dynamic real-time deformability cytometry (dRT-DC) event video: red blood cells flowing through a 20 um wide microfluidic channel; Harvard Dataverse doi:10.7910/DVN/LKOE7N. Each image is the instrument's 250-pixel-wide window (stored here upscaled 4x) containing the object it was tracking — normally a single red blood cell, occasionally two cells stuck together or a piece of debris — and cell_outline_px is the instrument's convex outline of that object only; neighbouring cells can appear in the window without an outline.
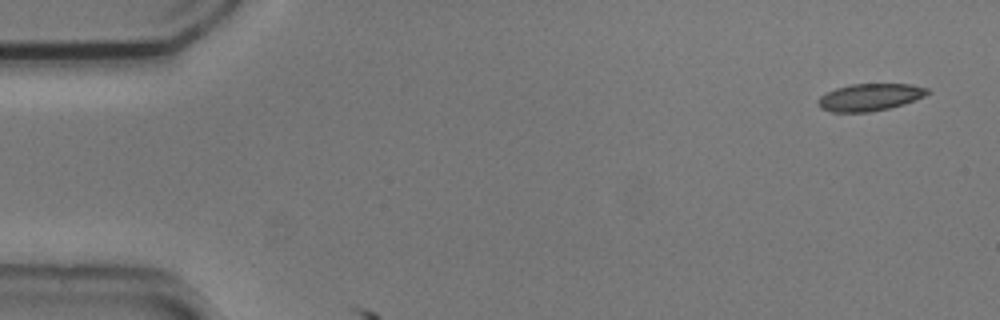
{"species": "common noctule bat (a hibernating species)", "species_latin": "Nyctalus noctula", "temperature_condition": "cold", "stored_images_in_passage": 2, "camera_frame_rate_fps": 3000, "um_per_image_px": 0.085, "animal": {"sex": "male", "body_mass_g": 20.5, "forearm_length_mm": 52.5}, "frame": {"image": 1, "passage_image": 1, "time_ms": 0.0, "image_size_px": [1000, 320], "cell_outline_px": [[928, 92], [924, 96], [904, 104], [888, 108], [868, 112], [832, 112], [820, 108], [816, 104], [816, 100], [820, 96], [836, 88], [852, 84], [912, 84], [928, 88]], "centroid_in_image_um": [73.89, 8.26], "position_along_channel_um": 11.1, "area_um2": 17.28}}